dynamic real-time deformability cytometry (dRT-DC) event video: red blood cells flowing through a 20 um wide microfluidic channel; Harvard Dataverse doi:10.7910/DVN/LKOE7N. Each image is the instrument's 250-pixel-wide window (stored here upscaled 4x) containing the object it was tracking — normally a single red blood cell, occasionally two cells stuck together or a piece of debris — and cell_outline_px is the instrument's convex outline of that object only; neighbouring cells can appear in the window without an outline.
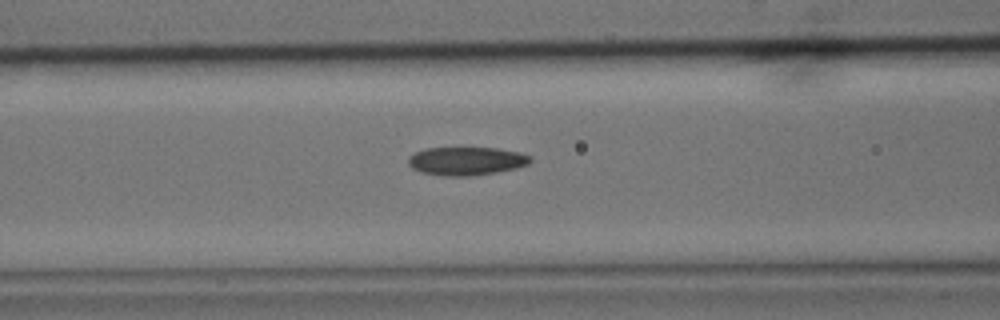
{"species": "common noctule bat (a hibernating species)", "species_latin": "Nyctalus noctula", "temperature_condition": "cold", "stored_images_in_passage": 42, "camera_frame_rate_fps": 3000, "um_per_image_px": 0.085, "animal": {"sex": "male", "body_mass_g": 15.6}, "frame": {"image": 1, "passage_image": 12, "time_ms": 3.667, "image_size_px": [1000, 320], "cell_outline_px": [[532, 160], [528, 164], [516, 168], [496, 172], [472, 176], [448, 176], [420, 172], [412, 168], [408, 164], [408, 156], [424, 148], [496, 148], [520, 152], [532, 156]], "centroid_in_image_um": [39.64, 13.68], "position_along_channel_um": 127.0, "area_um2": 20.23}}
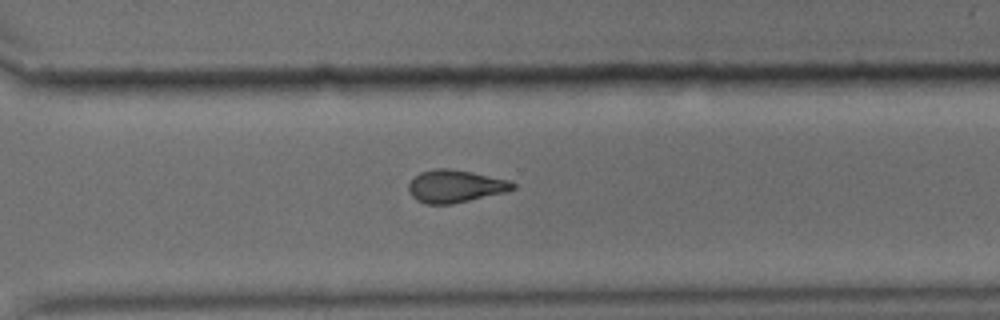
{"frame": {"image": 2, "passage_image": 29, "time_ms": 9.333, "image_size_px": [1000, 320], "cell_outline_px": [[516, 188], [504, 192], [452, 204], [428, 204], [416, 200], [408, 192], [408, 184], [420, 172], [436, 168], [448, 168], [472, 172], [508, 180], [516, 184]], "centroid_in_image_um": [38.67, 15.83], "position_along_channel_um": 331.9, "area_um2": 19.65}}
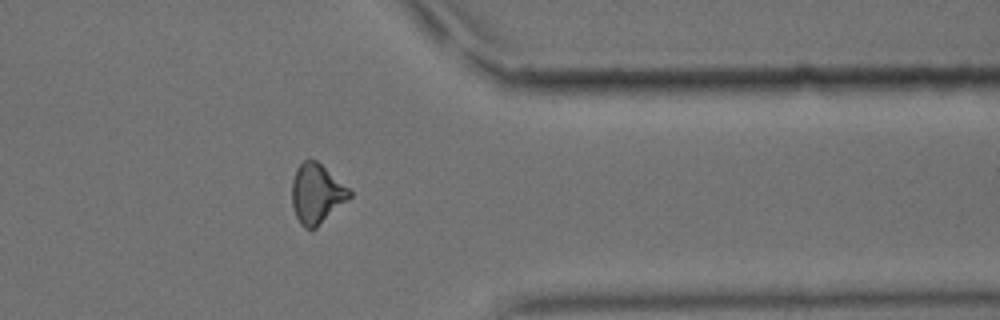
{"frame": {"image": 3, "passage_image": 34, "time_ms": 11.0, "image_size_px": [1000, 320], "cell_outline_px": [[352, 196], [316, 228], [304, 228], [300, 224], [296, 216], [292, 204], [292, 180], [296, 168], [304, 160], [316, 160], [348, 188], [352, 192]], "centroid_in_image_um": [26.89, 16.47], "position_along_channel_um": 384.5, "area_um2": 19.77}}